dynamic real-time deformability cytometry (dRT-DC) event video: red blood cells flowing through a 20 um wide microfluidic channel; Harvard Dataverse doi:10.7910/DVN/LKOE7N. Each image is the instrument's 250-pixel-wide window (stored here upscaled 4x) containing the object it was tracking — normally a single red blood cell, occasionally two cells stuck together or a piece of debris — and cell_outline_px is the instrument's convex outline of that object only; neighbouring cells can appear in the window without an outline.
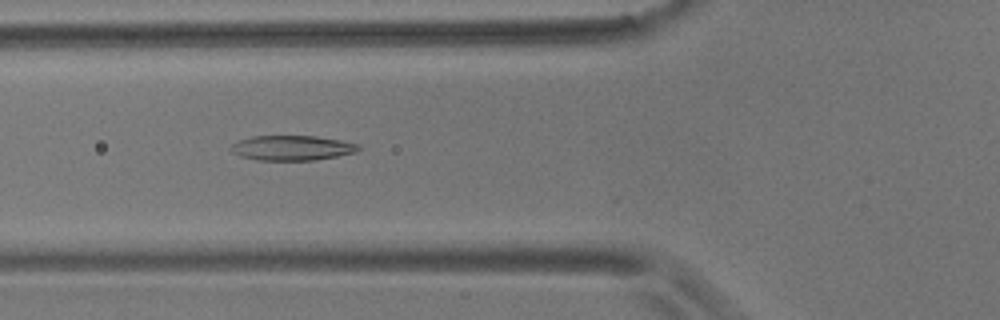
{"species": "common noctule bat (a hibernating species)", "species_latin": "Nyctalus noctula", "temperature_condition": "room temperature", "stored_images_in_passage": 54, "camera_frame_rate_fps": 3000, "um_per_image_px": 0.085, "animal": {"sex": "male", "body_mass_g": 17.9}, "frame": {"image": 1, "passage_image": 19, "time_ms": 6.0, "image_size_px": [1000, 320], "cell_outline_px": [[360, 148], [356, 152], [316, 160], [256, 160], [240, 156], [232, 152], [232, 144], [240, 140], [252, 136], [316, 136], [340, 140], [360, 144]], "centroid_in_image_um": [24.84, 12.57], "position_along_channel_um": 101.0, "area_um2": 18.44}}
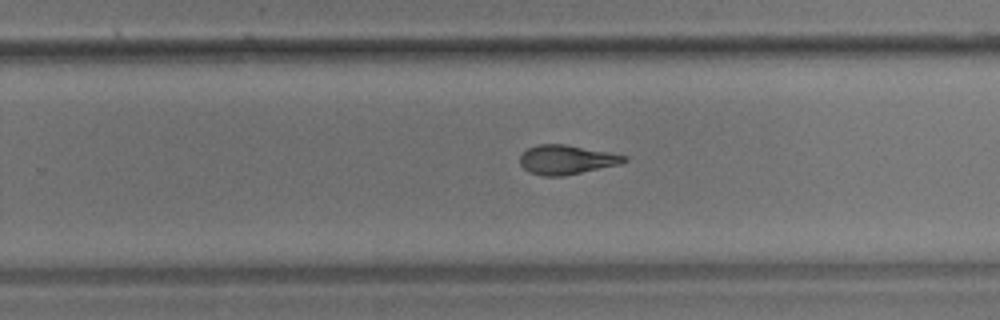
{"frame": {"image": 2, "passage_image": 34, "time_ms": 11.0, "image_size_px": [1000, 320], "cell_outline_px": [[628, 160], [620, 164], [564, 176], [544, 176], [528, 172], [520, 164], [520, 156], [528, 148], [536, 144], [564, 144], [608, 152], [628, 156]], "centroid_in_image_um": [48.14, 13.57], "position_along_channel_um": 281.7, "area_um2": 17.74}}
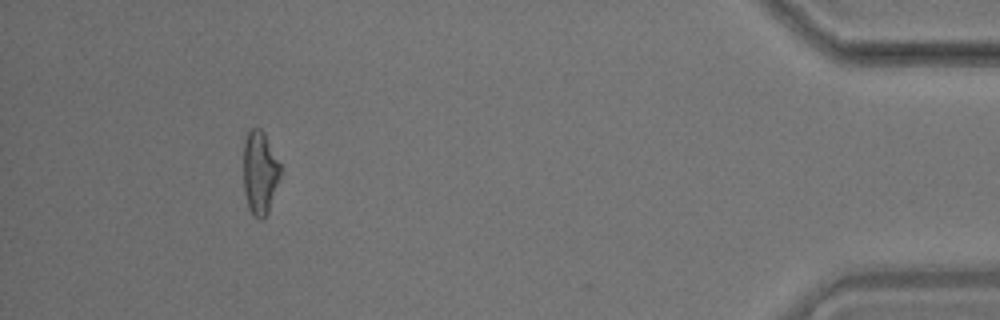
{"frame": {"image": 3, "passage_image": 50, "time_ms": 16.333, "image_size_px": [1000, 320], "cell_outline_px": [[280, 176], [268, 212], [264, 220], [260, 220], [252, 216], [248, 208], [244, 192], [244, 140], [248, 132], [252, 128], [260, 128], [264, 132], [280, 164]], "centroid_in_image_um": [22.08, 14.71], "position_along_channel_um": 413.1, "area_um2": 17.98}, "authors_computed_cell_mechanics": {"area_um2": 18.5249, "velocity_mm_per_s": 3.6111, "shape_relaxation_time_tau1_ms": null, "shape_relaxation_time_tau2_ms": 3.1686, "deformation_change_tau1": null, "deformation_change_tau2": 0.1078}}